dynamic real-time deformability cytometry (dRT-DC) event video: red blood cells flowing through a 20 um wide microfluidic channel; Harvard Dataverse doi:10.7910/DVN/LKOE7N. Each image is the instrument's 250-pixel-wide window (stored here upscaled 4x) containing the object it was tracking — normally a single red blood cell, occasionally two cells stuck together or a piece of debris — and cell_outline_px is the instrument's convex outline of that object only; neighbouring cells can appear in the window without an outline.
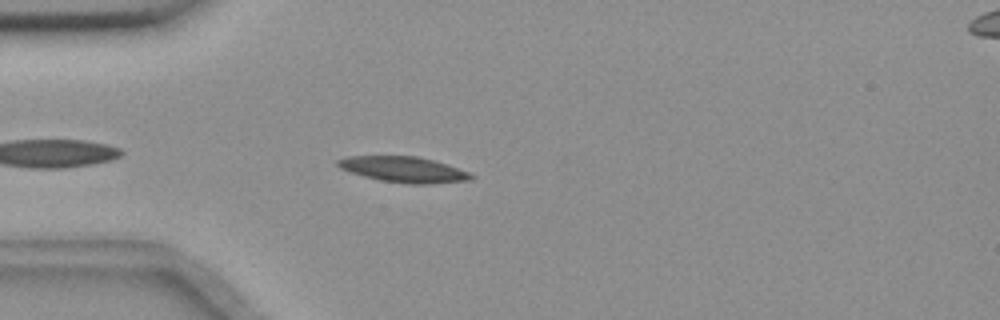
{"species": "common noctule bat (a hibernating species)", "species_latin": "Nyctalus noctula", "temperature_condition": "room temperature", "stored_images_in_passage": 19, "camera_frame_rate_fps": 3000, "um_per_image_px": 0.085, "animal": {"sex": "female", "body_mass_g": 18.4}, "frame": {"image": 1, "passage_image": 4, "time_ms": 1.0, "image_size_px": [1000, 320], "cell_outline_px": [[476, 176], [472, 180], [432, 184], [408, 184], [380, 180], [348, 172], [340, 168], [336, 164], [336, 160], [348, 156], [416, 156], [448, 164], [468, 172]], "centroid_in_image_um": [34.32, 14.41], "position_along_channel_um": 50.7, "area_um2": 20.11}}
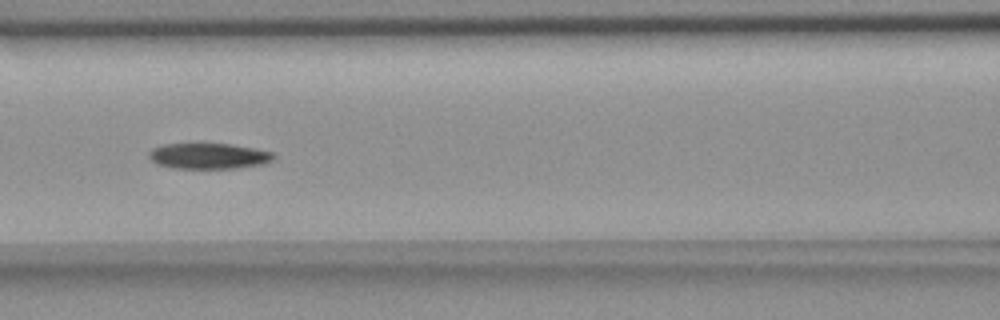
{"frame": {"image": 2, "passage_image": 13, "time_ms": 4.0, "image_size_px": [1000, 320], "cell_outline_px": [[276, 156], [272, 160], [264, 164], [236, 168], [176, 168], [156, 164], [148, 156], [148, 152], [152, 148], [160, 144], [200, 140], [232, 144], [256, 148], [272, 152]], "centroid_in_image_um": [17.69, 13.19], "position_along_channel_um": 148.9, "area_um2": 19.83}}
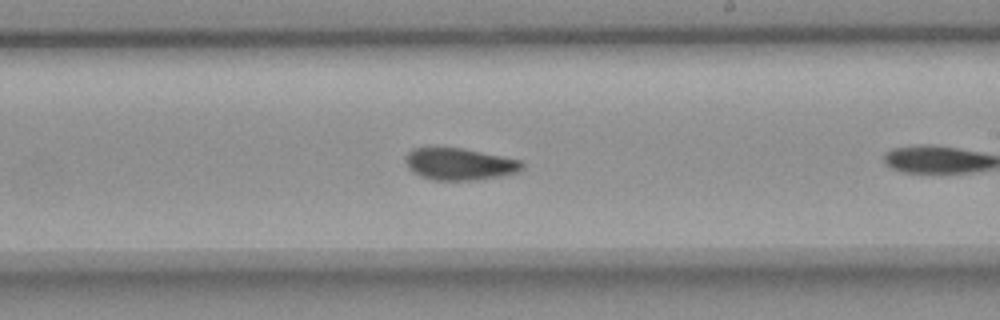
{"frame": {"image": 3, "passage_image": 18, "time_ms": 5.667, "image_size_px": [1000, 320], "cell_outline_px": [[524, 168], [520, 172], [500, 176], [476, 180], [432, 180], [420, 176], [412, 172], [408, 168], [404, 160], [404, 156], [412, 148], [464, 148], [520, 160], [524, 164]], "centroid_in_image_um": [39.04, 13.95], "position_along_channel_um": 250.0, "area_um2": 21.91}}